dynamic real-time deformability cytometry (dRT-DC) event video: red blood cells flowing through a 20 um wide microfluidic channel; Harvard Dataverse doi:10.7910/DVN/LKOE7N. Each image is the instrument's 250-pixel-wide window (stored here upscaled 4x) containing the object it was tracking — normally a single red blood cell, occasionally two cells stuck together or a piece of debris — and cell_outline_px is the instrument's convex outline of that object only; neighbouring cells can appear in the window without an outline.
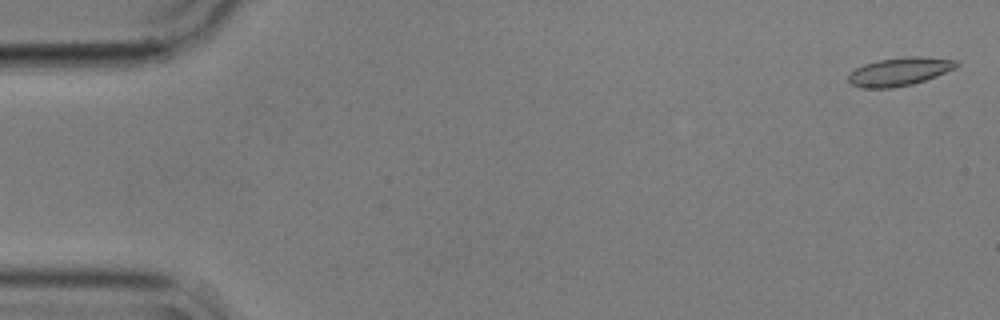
{"species": "common noctule bat (a hibernating species)", "species_latin": "Nyctalus noctula", "temperature_condition": "cold", "stored_images_in_passage": 5, "camera_frame_rate_fps": 3000, "um_per_image_px": 0.085, "animal": {"sex": "male", "body_mass_g": 17.9}, "frame": {"image": 1, "passage_image": 1, "time_ms": 0.0, "image_size_px": [1000, 320], "cell_outline_px": [[960, 64], [956, 68], [936, 76], [912, 84], [892, 88], [864, 88], [852, 84], [848, 80], [848, 76], [856, 68], [864, 64], [880, 60], [908, 56], [920, 56], [956, 60]], "centroid_in_image_um": [76.48, 6.08], "position_along_channel_um": 8.5, "area_um2": 17.63}}
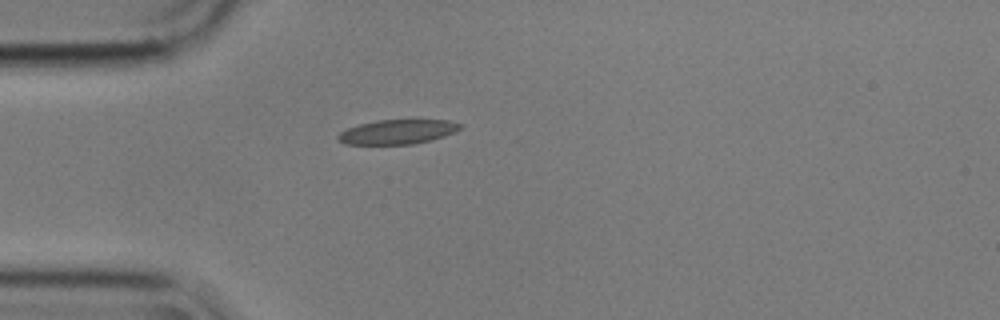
{"frame": {"image": 2, "passage_image": 5, "time_ms": 1.333, "image_size_px": [1000, 320], "cell_outline_px": [[464, 124], [456, 132], [432, 140], [412, 144], [344, 144], [336, 136], [340, 132], [348, 128], [360, 124], [376, 120], [448, 120]], "centroid_in_image_um": [33.82, 11.2], "position_along_channel_um": 51.2, "area_um2": 17.4}}